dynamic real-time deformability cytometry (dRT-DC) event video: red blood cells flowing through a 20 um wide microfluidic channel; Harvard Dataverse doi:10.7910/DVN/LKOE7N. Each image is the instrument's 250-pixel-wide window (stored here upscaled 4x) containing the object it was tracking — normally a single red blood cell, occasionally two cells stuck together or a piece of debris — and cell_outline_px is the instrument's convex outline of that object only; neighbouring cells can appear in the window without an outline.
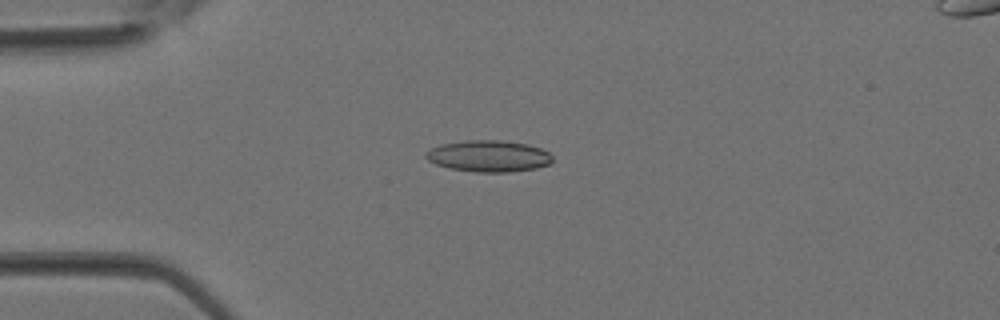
{"species": "Egyptian fruit bat (a non-hibernating species)", "species_latin": "Rousettus aegyptiacus", "temperature_condition": "room temperature", "stored_images_in_passage": 34, "camera_frame_rate_fps": 3000, "um_per_image_px": 0.085, "animal": {"sex": "female"}, "frame": {"image": 1, "passage_image": 6, "time_ms": 1.667, "image_size_px": [1000, 320], "cell_outline_px": [[552, 164], [536, 168], [508, 172], [476, 172], [448, 168], [436, 164], [428, 160], [424, 156], [424, 152], [440, 144], [468, 140], [504, 140], [528, 144], [540, 148], [548, 152], [552, 156]], "centroid_in_image_um": [41.53, 13.26], "position_along_channel_um": 43.5, "area_um2": 23.41}}
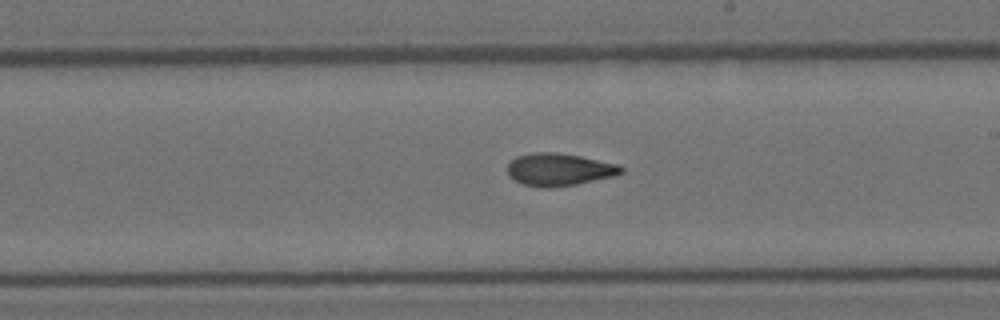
{"frame": {"image": 2, "passage_image": 18, "time_ms": 5.667, "image_size_px": [1000, 320], "cell_outline_px": [[624, 172], [616, 176], [576, 184], [552, 188], [540, 188], [524, 184], [508, 176], [508, 164], [516, 156], [536, 152], [556, 152], [580, 156], [620, 164], [624, 168]], "centroid_in_image_um": [47.57, 14.41], "position_along_channel_um": 241.4, "area_um2": 21.73}}
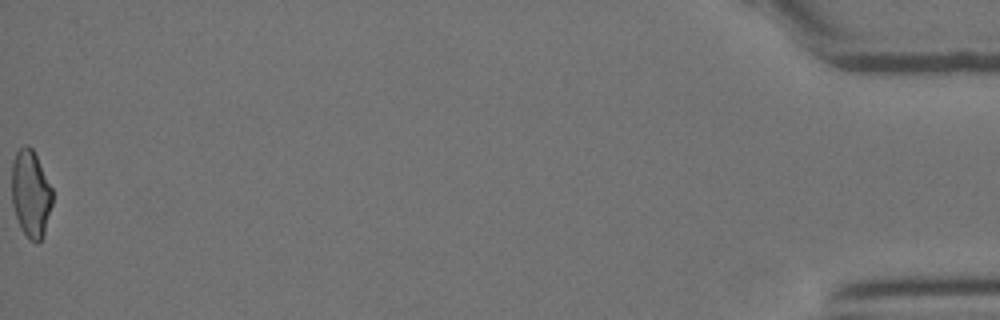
{"frame": {"image": 3, "passage_image": 34, "time_ms": 11.0, "image_size_px": [1000, 320], "cell_outline_px": [[52, 204], [44, 236], [36, 244], [20, 228], [12, 204], [12, 164], [16, 152], [24, 144], [28, 144], [32, 148], [52, 188]], "centroid_in_image_um": [2.61, 16.46], "position_along_channel_um": 432.6, "area_um2": 20.58}}